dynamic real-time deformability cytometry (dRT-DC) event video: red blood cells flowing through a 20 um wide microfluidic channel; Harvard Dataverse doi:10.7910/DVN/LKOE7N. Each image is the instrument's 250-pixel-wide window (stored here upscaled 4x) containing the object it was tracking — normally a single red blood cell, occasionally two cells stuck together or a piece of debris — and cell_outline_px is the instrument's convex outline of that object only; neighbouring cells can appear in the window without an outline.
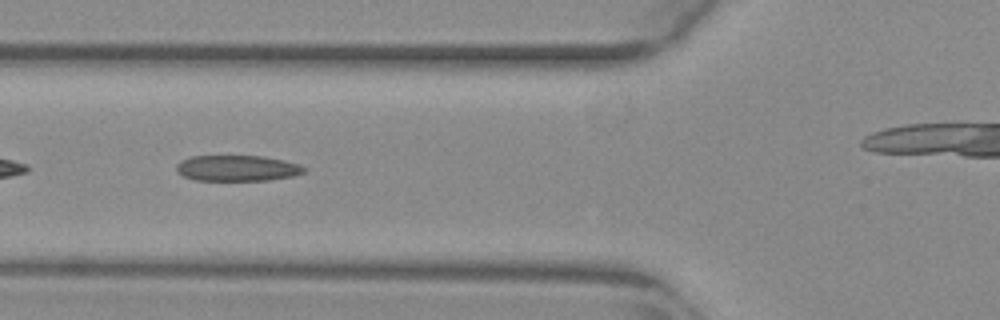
{"species": "common noctule bat (a hibernating species)", "species_latin": "Nyctalus noctula", "temperature_condition": "warm", "stored_images_in_passage": 28, "camera_frame_rate_fps": 3000, "um_per_image_px": 0.085, "animal": {"sex": "female", "body_mass_g": 29.2, "forearm_length_mm": 56.3}, "frame": {"image": 1, "passage_image": 4, "time_ms": 1.0, "image_size_px": [1000, 320], "cell_outline_px": [[304, 172], [292, 176], [268, 180], [196, 180], [184, 176], [176, 172], [176, 164], [192, 156], [264, 156], [284, 160], [300, 164], [304, 168]], "centroid_in_image_um": [20.16, 14.29], "position_along_channel_um": 105.6, "area_um2": 19.07}}
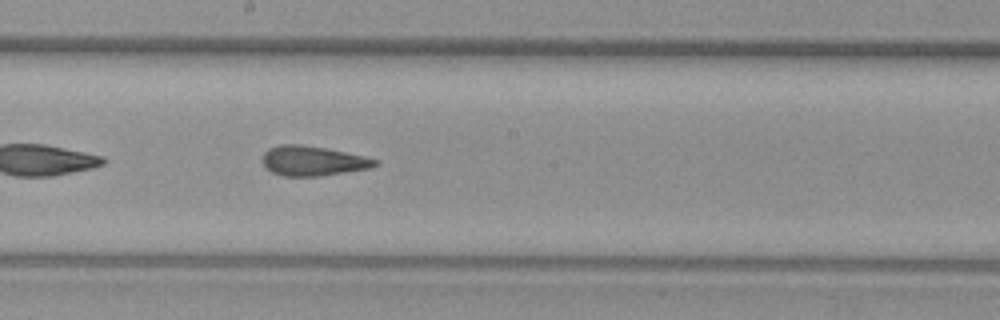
{"frame": {"image": 2, "passage_image": 13, "time_ms": 4.0, "image_size_px": [1000, 320], "cell_outline_px": [[380, 164], [368, 168], [320, 176], [284, 176], [272, 172], [264, 168], [264, 152], [268, 148], [280, 144], [300, 144], [324, 148], [364, 156], [380, 160]], "centroid_in_image_um": [26.58, 13.67], "position_along_channel_um": 221.6, "area_um2": 19.42}}
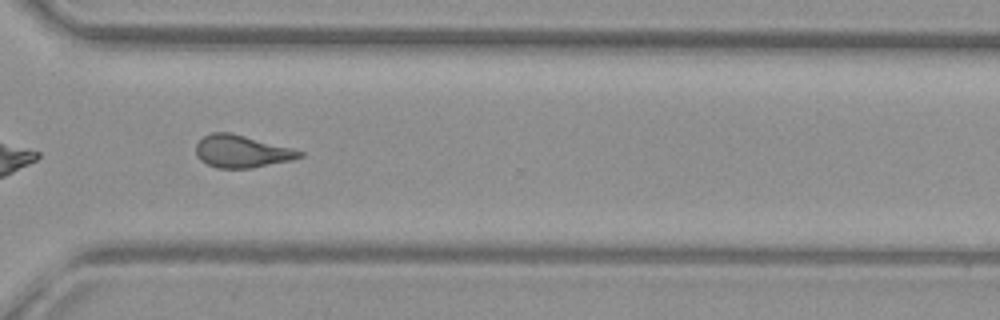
{"frame": {"image": 3, "passage_image": 23, "time_ms": 7.333, "image_size_px": [1000, 320], "cell_outline_px": [[304, 156], [292, 160], [252, 168], [216, 168], [200, 160], [196, 156], [196, 144], [204, 136], [212, 132], [232, 132], [292, 148], [304, 152]], "centroid_in_image_um": [20.55, 12.86], "position_along_channel_um": 350.1, "area_um2": 19.71}}